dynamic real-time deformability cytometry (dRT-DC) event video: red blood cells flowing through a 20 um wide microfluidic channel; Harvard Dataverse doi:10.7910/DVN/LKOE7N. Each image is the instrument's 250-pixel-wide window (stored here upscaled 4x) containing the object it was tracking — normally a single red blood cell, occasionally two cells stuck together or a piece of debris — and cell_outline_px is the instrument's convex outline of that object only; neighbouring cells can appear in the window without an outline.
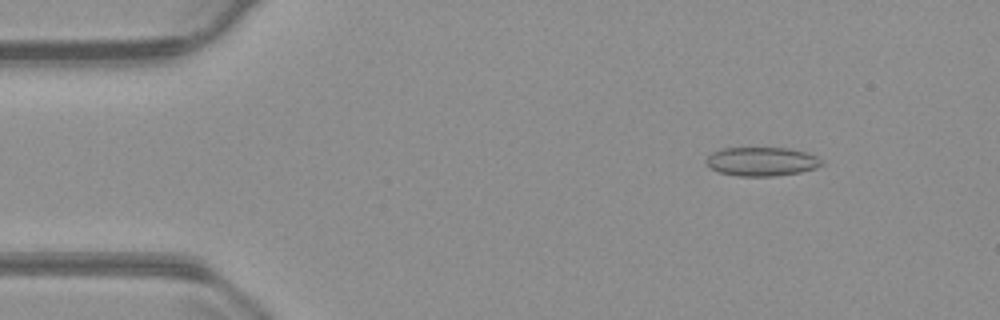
{"species": "common noctule bat (a hibernating species)", "species_latin": "Nyctalus noctula", "temperature_condition": "warm", "stored_images_in_passage": 52, "camera_frame_rate_fps": 3000, "um_per_image_px": 0.085, "animal": {"sex": "male", "body_mass_g": 23.1, "forearm_length_mm": 52.7}, "frame": {"image": 1, "passage_image": 4, "time_ms": 1.0, "image_size_px": [1000, 320], "cell_outline_px": [[824, 164], [816, 168], [800, 172], [776, 176], [740, 176], [720, 172], [712, 168], [704, 160], [712, 152], [720, 148], [788, 148], [808, 152], [824, 160]], "centroid_in_image_um": [64.79, 13.72], "position_along_channel_um": 20.2, "area_um2": 19.54}}
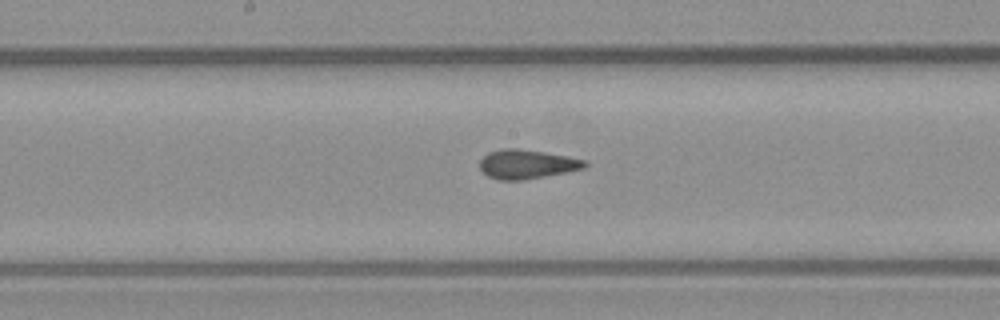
{"frame": {"image": 2, "passage_image": 25, "time_ms": 8.0, "image_size_px": [1000, 320], "cell_outline_px": [[588, 164], [584, 168], [568, 172], [524, 180], [500, 180], [488, 176], [480, 168], [480, 160], [488, 152], [504, 148], [516, 148], [544, 152], [568, 156], [588, 160]], "centroid_in_image_um": [44.82, 13.95], "position_along_channel_um": 203.4, "area_um2": 17.92}}
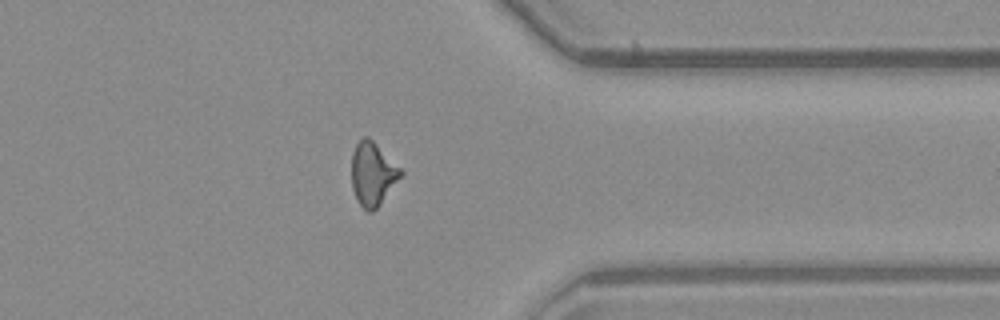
{"frame": {"image": 3, "passage_image": 40, "time_ms": 13.0, "image_size_px": [1000, 320], "cell_outline_px": [[404, 172], [380, 204], [372, 212], [368, 212], [356, 200], [352, 188], [352, 152], [356, 144], [364, 136], [368, 136]], "centroid_in_image_um": [31.65, 14.79], "position_along_channel_um": 379.7, "area_um2": 17.86}, "authors_computed_cell_mechanics": {"area_um2": 17.8313, "velocity_mm_per_s": 3.7499, "shape_relaxation_time_tau1_ms": null, "shape_relaxation_time_tau2_ms": 1.6049, "deformation_change_tau1": null, "deformation_change_tau2": 0.0877}}